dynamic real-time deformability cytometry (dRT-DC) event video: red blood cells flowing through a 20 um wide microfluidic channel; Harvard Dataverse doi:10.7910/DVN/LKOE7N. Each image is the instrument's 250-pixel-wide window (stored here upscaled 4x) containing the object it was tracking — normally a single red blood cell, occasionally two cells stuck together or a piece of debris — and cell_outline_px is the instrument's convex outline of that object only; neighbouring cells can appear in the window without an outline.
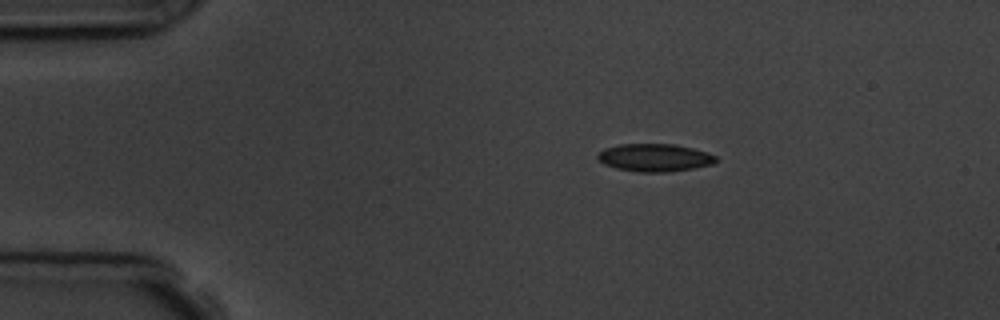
{"species": "common noctule bat (a hibernating species)", "species_latin": "Nyctalus noctula", "temperature_condition": "room temperature", "stored_images_in_passage": 3, "camera_frame_rate_fps": 3000, "um_per_image_px": 0.085, "animal": {"sex": "male", "body_mass_g": 19.5, "forearm_length_mm": 54.6}, "frame": {"image": 1, "passage_image": 1, "time_ms": 0.0, "image_size_px": [1000, 320], "cell_outline_px": [[716, 160], [712, 164], [692, 168], [668, 172], [640, 172], [616, 168], [604, 164], [596, 156], [604, 148], [620, 144], [672, 144], [692, 148], [708, 152], [716, 156]], "centroid_in_image_um": [55.63, 13.39], "position_along_channel_um": 29.4, "area_um2": 18.96}}